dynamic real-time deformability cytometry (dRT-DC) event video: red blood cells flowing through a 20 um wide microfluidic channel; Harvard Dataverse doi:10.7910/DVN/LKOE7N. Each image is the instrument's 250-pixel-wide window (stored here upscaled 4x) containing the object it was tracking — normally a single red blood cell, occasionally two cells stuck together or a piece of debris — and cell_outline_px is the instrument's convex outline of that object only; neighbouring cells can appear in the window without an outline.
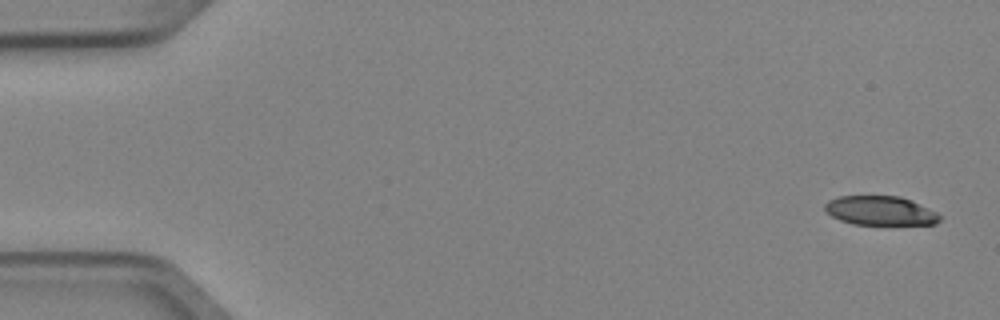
{"species": "Egyptian fruit bat (a non-hibernating species)", "species_latin": "Rousettus aegyptiacus", "temperature_condition": "cold", "stored_images_in_passage": 5, "camera_frame_rate_fps": 3000, "um_per_image_px": 0.085, "animal": {"sex": "female"}, "frame": {"image": 1, "passage_image": 1, "time_ms": 0.0, "image_size_px": [1000, 320], "cell_outline_px": [[940, 220], [936, 224], [852, 224], [840, 220], [832, 216], [824, 208], [824, 204], [828, 200], [840, 196], [900, 196], [912, 200], [936, 212], [940, 216]], "centroid_in_image_um": [74.82, 17.9], "position_along_channel_um": 10.2, "area_um2": 19.42}}